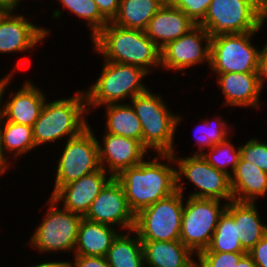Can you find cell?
Segmentation results:
<instances>
[{"mask_svg": "<svg viewBox=\"0 0 267 267\" xmlns=\"http://www.w3.org/2000/svg\"><path fill=\"white\" fill-rule=\"evenodd\" d=\"M72 257L70 267H109L106 257L81 255H73Z\"/></svg>", "mask_w": 267, "mask_h": 267, "instance_id": "d590c367", "label": "cell"}, {"mask_svg": "<svg viewBox=\"0 0 267 267\" xmlns=\"http://www.w3.org/2000/svg\"><path fill=\"white\" fill-rule=\"evenodd\" d=\"M106 259L109 267H145L142 242L132 229L121 231L111 244Z\"/></svg>", "mask_w": 267, "mask_h": 267, "instance_id": "d4e9b609", "label": "cell"}, {"mask_svg": "<svg viewBox=\"0 0 267 267\" xmlns=\"http://www.w3.org/2000/svg\"><path fill=\"white\" fill-rule=\"evenodd\" d=\"M196 25L182 10L166 1L150 19L144 32L161 50Z\"/></svg>", "mask_w": 267, "mask_h": 267, "instance_id": "ffe728a7", "label": "cell"}, {"mask_svg": "<svg viewBox=\"0 0 267 267\" xmlns=\"http://www.w3.org/2000/svg\"><path fill=\"white\" fill-rule=\"evenodd\" d=\"M258 32L211 37L210 73H257L260 48L252 41Z\"/></svg>", "mask_w": 267, "mask_h": 267, "instance_id": "ba28073f", "label": "cell"}, {"mask_svg": "<svg viewBox=\"0 0 267 267\" xmlns=\"http://www.w3.org/2000/svg\"><path fill=\"white\" fill-rule=\"evenodd\" d=\"M26 17L15 10L0 11V54L32 51L53 32Z\"/></svg>", "mask_w": 267, "mask_h": 267, "instance_id": "9a60e30c", "label": "cell"}, {"mask_svg": "<svg viewBox=\"0 0 267 267\" xmlns=\"http://www.w3.org/2000/svg\"><path fill=\"white\" fill-rule=\"evenodd\" d=\"M0 9L6 10V0H0Z\"/></svg>", "mask_w": 267, "mask_h": 267, "instance_id": "f6af8a7d", "label": "cell"}, {"mask_svg": "<svg viewBox=\"0 0 267 267\" xmlns=\"http://www.w3.org/2000/svg\"><path fill=\"white\" fill-rule=\"evenodd\" d=\"M101 108L106 110L104 132L142 142L141 123L130 102L108 104Z\"/></svg>", "mask_w": 267, "mask_h": 267, "instance_id": "4316f807", "label": "cell"}, {"mask_svg": "<svg viewBox=\"0 0 267 267\" xmlns=\"http://www.w3.org/2000/svg\"><path fill=\"white\" fill-rule=\"evenodd\" d=\"M240 146V155L244 161L254 164L267 173V141L251 138Z\"/></svg>", "mask_w": 267, "mask_h": 267, "instance_id": "d6a6232c", "label": "cell"}, {"mask_svg": "<svg viewBox=\"0 0 267 267\" xmlns=\"http://www.w3.org/2000/svg\"><path fill=\"white\" fill-rule=\"evenodd\" d=\"M246 253L200 252L196 267H235Z\"/></svg>", "mask_w": 267, "mask_h": 267, "instance_id": "836d02e7", "label": "cell"}, {"mask_svg": "<svg viewBox=\"0 0 267 267\" xmlns=\"http://www.w3.org/2000/svg\"><path fill=\"white\" fill-rule=\"evenodd\" d=\"M101 15L112 22L117 16L120 6V0H94Z\"/></svg>", "mask_w": 267, "mask_h": 267, "instance_id": "74e56055", "label": "cell"}, {"mask_svg": "<svg viewBox=\"0 0 267 267\" xmlns=\"http://www.w3.org/2000/svg\"><path fill=\"white\" fill-rule=\"evenodd\" d=\"M29 55L15 67L0 78V115L7 121L33 127L38 119L40 112L47 100V94L39 86H36L31 79L24 80L23 85L18 90L9 92L8 99L4 96L10 91L14 78V73L19 72V67L29 62ZM27 58V59H26ZM18 67V68H17ZM17 69V70H16ZM4 98V99H3ZM7 99V100H6ZM6 100V101H5Z\"/></svg>", "mask_w": 267, "mask_h": 267, "instance_id": "7c38bea8", "label": "cell"}, {"mask_svg": "<svg viewBox=\"0 0 267 267\" xmlns=\"http://www.w3.org/2000/svg\"><path fill=\"white\" fill-rule=\"evenodd\" d=\"M45 205L48 208L42 215L41 223L35 227L37 229L32 232L26 245L39 254L74 253L83 216L64 209L51 196Z\"/></svg>", "mask_w": 267, "mask_h": 267, "instance_id": "8992f818", "label": "cell"}, {"mask_svg": "<svg viewBox=\"0 0 267 267\" xmlns=\"http://www.w3.org/2000/svg\"><path fill=\"white\" fill-rule=\"evenodd\" d=\"M217 116V117H216ZM211 119L208 118L204 119L201 125L196 124L195 126V138H196V145L199 149L198 152H194L193 154L201 155L205 149H210L213 145H216L220 142L225 141L228 137L231 136L232 130L234 126H229V122L223 119V116L216 115ZM199 134H198V133Z\"/></svg>", "mask_w": 267, "mask_h": 267, "instance_id": "f546056e", "label": "cell"}, {"mask_svg": "<svg viewBox=\"0 0 267 267\" xmlns=\"http://www.w3.org/2000/svg\"><path fill=\"white\" fill-rule=\"evenodd\" d=\"M257 76L260 87L262 88V90H265L264 87L267 83V39L264 46L263 47L261 46L260 49Z\"/></svg>", "mask_w": 267, "mask_h": 267, "instance_id": "f35d334b", "label": "cell"}, {"mask_svg": "<svg viewBox=\"0 0 267 267\" xmlns=\"http://www.w3.org/2000/svg\"><path fill=\"white\" fill-rule=\"evenodd\" d=\"M247 253L252 257L256 267H267V234Z\"/></svg>", "mask_w": 267, "mask_h": 267, "instance_id": "8d00e7d4", "label": "cell"}, {"mask_svg": "<svg viewBox=\"0 0 267 267\" xmlns=\"http://www.w3.org/2000/svg\"><path fill=\"white\" fill-rule=\"evenodd\" d=\"M98 139L99 162L101 168L116 177L123 169L138 165L150 156L142 142L133 138L104 132ZM101 141V142H100Z\"/></svg>", "mask_w": 267, "mask_h": 267, "instance_id": "e0dca14e", "label": "cell"}, {"mask_svg": "<svg viewBox=\"0 0 267 267\" xmlns=\"http://www.w3.org/2000/svg\"><path fill=\"white\" fill-rule=\"evenodd\" d=\"M148 75L140 67L103 60L98 78L84 90L89 114L96 108L125 103L144 93L149 88L143 82Z\"/></svg>", "mask_w": 267, "mask_h": 267, "instance_id": "5b68a950", "label": "cell"}, {"mask_svg": "<svg viewBox=\"0 0 267 267\" xmlns=\"http://www.w3.org/2000/svg\"><path fill=\"white\" fill-rule=\"evenodd\" d=\"M202 252L247 253L237 236L234 219L226 210L219 217L209 246Z\"/></svg>", "mask_w": 267, "mask_h": 267, "instance_id": "f1b7e54d", "label": "cell"}, {"mask_svg": "<svg viewBox=\"0 0 267 267\" xmlns=\"http://www.w3.org/2000/svg\"><path fill=\"white\" fill-rule=\"evenodd\" d=\"M257 204L233 200L225 209L234 219L237 236L246 252L267 234V224L260 218Z\"/></svg>", "mask_w": 267, "mask_h": 267, "instance_id": "44dd1931", "label": "cell"}, {"mask_svg": "<svg viewBox=\"0 0 267 267\" xmlns=\"http://www.w3.org/2000/svg\"><path fill=\"white\" fill-rule=\"evenodd\" d=\"M70 97L47 98L38 119L33 125L35 146H47L76 137L89 127L88 109L83 89ZM49 143V144H48Z\"/></svg>", "mask_w": 267, "mask_h": 267, "instance_id": "3957f363", "label": "cell"}, {"mask_svg": "<svg viewBox=\"0 0 267 267\" xmlns=\"http://www.w3.org/2000/svg\"><path fill=\"white\" fill-rule=\"evenodd\" d=\"M42 262V263H41ZM27 267H70V260H65L62 261V260H58L56 259V261H51L49 259V261H40V263L38 262L37 264H33V265H30Z\"/></svg>", "mask_w": 267, "mask_h": 267, "instance_id": "ab89813d", "label": "cell"}, {"mask_svg": "<svg viewBox=\"0 0 267 267\" xmlns=\"http://www.w3.org/2000/svg\"><path fill=\"white\" fill-rule=\"evenodd\" d=\"M141 242L145 267H196L197 256L180 240Z\"/></svg>", "mask_w": 267, "mask_h": 267, "instance_id": "7402d4cb", "label": "cell"}, {"mask_svg": "<svg viewBox=\"0 0 267 267\" xmlns=\"http://www.w3.org/2000/svg\"><path fill=\"white\" fill-rule=\"evenodd\" d=\"M113 178L102 168L61 186L51 197L64 209L84 216L99 192Z\"/></svg>", "mask_w": 267, "mask_h": 267, "instance_id": "ac0fdd59", "label": "cell"}, {"mask_svg": "<svg viewBox=\"0 0 267 267\" xmlns=\"http://www.w3.org/2000/svg\"><path fill=\"white\" fill-rule=\"evenodd\" d=\"M230 185L234 201L257 203L258 198L267 197V173L241 157Z\"/></svg>", "mask_w": 267, "mask_h": 267, "instance_id": "603a6c76", "label": "cell"}, {"mask_svg": "<svg viewBox=\"0 0 267 267\" xmlns=\"http://www.w3.org/2000/svg\"><path fill=\"white\" fill-rule=\"evenodd\" d=\"M91 43L93 52L105 61L137 66L148 74L160 70V49L143 30L126 29L109 22Z\"/></svg>", "mask_w": 267, "mask_h": 267, "instance_id": "7a4b0ae2", "label": "cell"}, {"mask_svg": "<svg viewBox=\"0 0 267 267\" xmlns=\"http://www.w3.org/2000/svg\"><path fill=\"white\" fill-rule=\"evenodd\" d=\"M184 195L179 191L158 200L135 215V227L141 241L180 239Z\"/></svg>", "mask_w": 267, "mask_h": 267, "instance_id": "30bf717a", "label": "cell"}, {"mask_svg": "<svg viewBox=\"0 0 267 267\" xmlns=\"http://www.w3.org/2000/svg\"><path fill=\"white\" fill-rule=\"evenodd\" d=\"M184 196L180 241L196 256L207 249L227 203Z\"/></svg>", "mask_w": 267, "mask_h": 267, "instance_id": "8fae6325", "label": "cell"}, {"mask_svg": "<svg viewBox=\"0 0 267 267\" xmlns=\"http://www.w3.org/2000/svg\"><path fill=\"white\" fill-rule=\"evenodd\" d=\"M23 0H6V10H19V5Z\"/></svg>", "mask_w": 267, "mask_h": 267, "instance_id": "ee69618b", "label": "cell"}, {"mask_svg": "<svg viewBox=\"0 0 267 267\" xmlns=\"http://www.w3.org/2000/svg\"><path fill=\"white\" fill-rule=\"evenodd\" d=\"M84 218L121 231L135 227V214L129 208L122 184L113 177L93 200Z\"/></svg>", "mask_w": 267, "mask_h": 267, "instance_id": "2e32d148", "label": "cell"}, {"mask_svg": "<svg viewBox=\"0 0 267 267\" xmlns=\"http://www.w3.org/2000/svg\"><path fill=\"white\" fill-rule=\"evenodd\" d=\"M0 141L4 155L10 158V161L16 159L13 161V166L23 155L37 149L34 143L33 127L7 121L1 115Z\"/></svg>", "mask_w": 267, "mask_h": 267, "instance_id": "484cf974", "label": "cell"}, {"mask_svg": "<svg viewBox=\"0 0 267 267\" xmlns=\"http://www.w3.org/2000/svg\"><path fill=\"white\" fill-rule=\"evenodd\" d=\"M235 267H256L252 257L246 253L240 260L237 266Z\"/></svg>", "mask_w": 267, "mask_h": 267, "instance_id": "7bdbcfd3", "label": "cell"}, {"mask_svg": "<svg viewBox=\"0 0 267 267\" xmlns=\"http://www.w3.org/2000/svg\"><path fill=\"white\" fill-rule=\"evenodd\" d=\"M58 1V2H57ZM75 17L83 20L91 31L89 39L92 40L109 22L101 15L94 0H56Z\"/></svg>", "mask_w": 267, "mask_h": 267, "instance_id": "4dcf8cb0", "label": "cell"}, {"mask_svg": "<svg viewBox=\"0 0 267 267\" xmlns=\"http://www.w3.org/2000/svg\"><path fill=\"white\" fill-rule=\"evenodd\" d=\"M142 128V144L153 154H172L175 150V134L184 117L171 112L163 94L148 88L130 100ZM180 124V125H179Z\"/></svg>", "mask_w": 267, "mask_h": 267, "instance_id": "277c9868", "label": "cell"}, {"mask_svg": "<svg viewBox=\"0 0 267 267\" xmlns=\"http://www.w3.org/2000/svg\"><path fill=\"white\" fill-rule=\"evenodd\" d=\"M115 178L122 184L129 208L135 215L176 192V165L172 154L154 157L150 154L148 159L123 169Z\"/></svg>", "mask_w": 267, "mask_h": 267, "instance_id": "6da1fadb", "label": "cell"}, {"mask_svg": "<svg viewBox=\"0 0 267 267\" xmlns=\"http://www.w3.org/2000/svg\"><path fill=\"white\" fill-rule=\"evenodd\" d=\"M267 19V0H246Z\"/></svg>", "mask_w": 267, "mask_h": 267, "instance_id": "b9f144b4", "label": "cell"}, {"mask_svg": "<svg viewBox=\"0 0 267 267\" xmlns=\"http://www.w3.org/2000/svg\"><path fill=\"white\" fill-rule=\"evenodd\" d=\"M231 137L232 135L201 154L211 166L225 172L229 176L233 174L241 157L240 146L236 147L235 144L233 145L229 140Z\"/></svg>", "mask_w": 267, "mask_h": 267, "instance_id": "1f68e13d", "label": "cell"}, {"mask_svg": "<svg viewBox=\"0 0 267 267\" xmlns=\"http://www.w3.org/2000/svg\"><path fill=\"white\" fill-rule=\"evenodd\" d=\"M211 37L200 25H196L188 33L168 43L160 50L161 68L165 71L181 72L186 69L207 63L210 67ZM184 71V72H183Z\"/></svg>", "mask_w": 267, "mask_h": 267, "instance_id": "5bb4252c", "label": "cell"}, {"mask_svg": "<svg viewBox=\"0 0 267 267\" xmlns=\"http://www.w3.org/2000/svg\"><path fill=\"white\" fill-rule=\"evenodd\" d=\"M10 159H8L2 150L1 141H0V177L5 176L4 174L8 173L10 168H12L13 162H11ZM8 171V172H7Z\"/></svg>", "mask_w": 267, "mask_h": 267, "instance_id": "60d3db41", "label": "cell"}, {"mask_svg": "<svg viewBox=\"0 0 267 267\" xmlns=\"http://www.w3.org/2000/svg\"><path fill=\"white\" fill-rule=\"evenodd\" d=\"M167 0H120L112 23L126 29L145 30L150 19Z\"/></svg>", "mask_w": 267, "mask_h": 267, "instance_id": "83f0119b", "label": "cell"}, {"mask_svg": "<svg viewBox=\"0 0 267 267\" xmlns=\"http://www.w3.org/2000/svg\"><path fill=\"white\" fill-rule=\"evenodd\" d=\"M267 19L246 0H212L199 24L214 37L260 31Z\"/></svg>", "mask_w": 267, "mask_h": 267, "instance_id": "4fadbf2b", "label": "cell"}, {"mask_svg": "<svg viewBox=\"0 0 267 267\" xmlns=\"http://www.w3.org/2000/svg\"><path fill=\"white\" fill-rule=\"evenodd\" d=\"M95 130L89 127L76 137L66 140L54 173L52 196L61 186L101 168L99 147Z\"/></svg>", "mask_w": 267, "mask_h": 267, "instance_id": "9c48e42d", "label": "cell"}, {"mask_svg": "<svg viewBox=\"0 0 267 267\" xmlns=\"http://www.w3.org/2000/svg\"><path fill=\"white\" fill-rule=\"evenodd\" d=\"M174 7L182 10L195 24L205 18L212 0H167Z\"/></svg>", "mask_w": 267, "mask_h": 267, "instance_id": "e575fe53", "label": "cell"}, {"mask_svg": "<svg viewBox=\"0 0 267 267\" xmlns=\"http://www.w3.org/2000/svg\"><path fill=\"white\" fill-rule=\"evenodd\" d=\"M216 75V83L226 107L261 108V92L257 73H225Z\"/></svg>", "mask_w": 267, "mask_h": 267, "instance_id": "d6986e66", "label": "cell"}, {"mask_svg": "<svg viewBox=\"0 0 267 267\" xmlns=\"http://www.w3.org/2000/svg\"><path fill=\"white\" fill-rule=\"evenodd\" d=\"M120 230L108 224L83 217L73 255L106 257Z\"/></svg>", "mask_w": 267, "mask_h": 267, "instance_id": "cb8c5ba5", "label": "cell"}, {"mask_svg": "<svg viewBox=\"0 0 267 267\" xmlns=\"http://www.w3.org/2000/svg\"><path fill=\"white\" fill-rule=\"evenodd\" d=\"M177 151L175 149L172 153L176 165V191L185 196V184L188 180L195 189L193 192L189 191V197L216 199L226 203L234 200L229 175L215 169L202 155L177 156Z\"/></svg>", "mask_w": 267, "mask_h": 267, "instance_id": "52a82bcc", "label": "cell"}]
</instances>
